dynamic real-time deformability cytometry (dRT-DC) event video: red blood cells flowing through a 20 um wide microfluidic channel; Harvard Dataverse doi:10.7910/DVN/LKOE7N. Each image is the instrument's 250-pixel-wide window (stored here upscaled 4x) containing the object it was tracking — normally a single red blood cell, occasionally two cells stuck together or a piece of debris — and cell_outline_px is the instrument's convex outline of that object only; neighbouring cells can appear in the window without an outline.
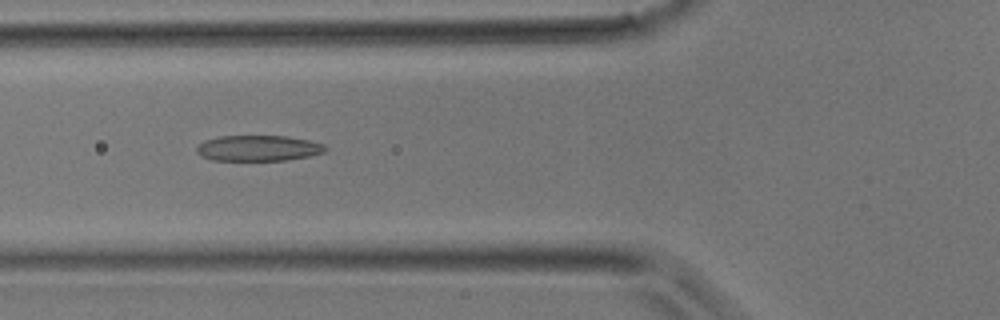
{"species": "common noctule bat (a hibernating species)", "species_latin": "Nyctalus noctula", "temperature_condition": "room temperature", "stored_images_in_passage": 35, "camera_frame_rate_fps": 3000, "um_per_image_px": 0.085, "animal": {"sex": "male", "body_mass_g": 17.9}, "frame": {"image": 1, "passage_image": 11, "time_ms": 3.333, "image_size_px": [1000, 320], "cell_outline_px": [[328, 148], [324, 152], [308, 156], [288, 160], [212, 160], [200, 156], [196, 152], [196, 148], [204, 140], [220, 136], [288, 136], [308, 140], [324, 144]], "centroid_in_image_um": [21.95, 12.59], "position_along_channel_um": 103.9, "area_um2": 19.31}}
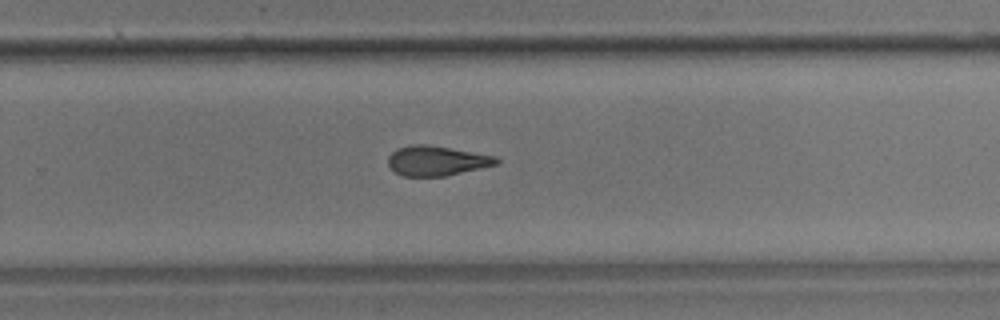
{"frame": {"image": 2, "passage_image": 22, "time_ms": 7.0, "image_size_px": [1000, 320], "cell_outline_px": [[500, 164], [444, 176], [404, 176], [396, 172], [388, 164], [388, 156], [396, 148], [412, 144], [424, 144], [496, 156], [500, 160]], "centroid_in_image_um": [37.12, 13.66], "position_along_channel_um": 292.7, "area_um2": 18.67}}
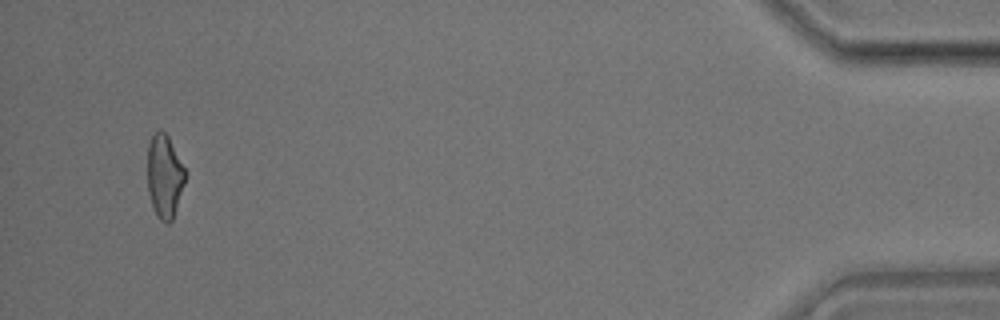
{"frame": {"image": 3, "passage_image": 34, "time_ms": 11.0, "image_size_px": [1000, 320], "cell_outline_px": [[188, 172], [172, 220], [168, 224], [164, 224], [160, 220], [152, 208], [148, 192], [148, 144], [152, 136], [160, 128], [168, 136]], "centroid_in_image_um": [14.0, 14.99], "position_along_channel_um": 421.2, "area_um2": 18.55}}